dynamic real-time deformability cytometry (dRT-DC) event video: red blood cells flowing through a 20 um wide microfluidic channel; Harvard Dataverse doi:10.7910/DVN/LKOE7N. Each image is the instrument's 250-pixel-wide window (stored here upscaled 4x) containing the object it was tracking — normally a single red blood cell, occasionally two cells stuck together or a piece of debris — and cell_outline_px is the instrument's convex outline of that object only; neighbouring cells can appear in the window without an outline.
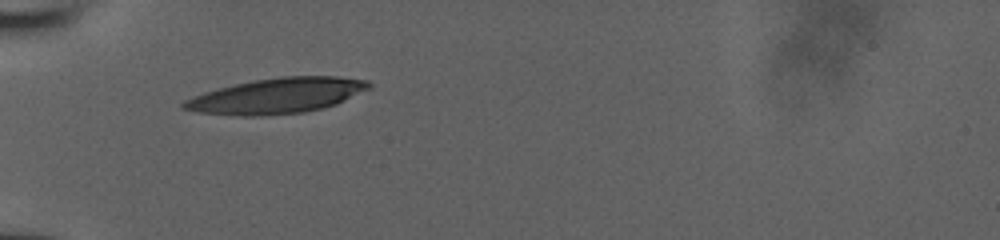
{"species": "human", "species_latin": "Homo sapiens", "temperature_condition": "room temperature", "stored_images_in_passage": 28, "camera_frame_rate_fps": 3000, "um_per_image_px": 0.085, "donor": {"sex": "male"}, "frame": {"image": 1, "passage_image": 1, "time_ms": 0.0, "image_size_px": [1000, 240], "cell_outline_px": [[372, 88], [336, 104], [324, 108], [304, 112], [260, 116], [240, 116], [200, 112], [180, 108], [180, 104], [184, 100], [192, 96], [204, 92], [236, 84], [256, 80], [280, 76], [336, 76], [368, 80], [372, 84]], "centroid_in_image_um": [23.56, 8.14], "position_along_channel_um": 61.4, "area_um2": 38.26}}
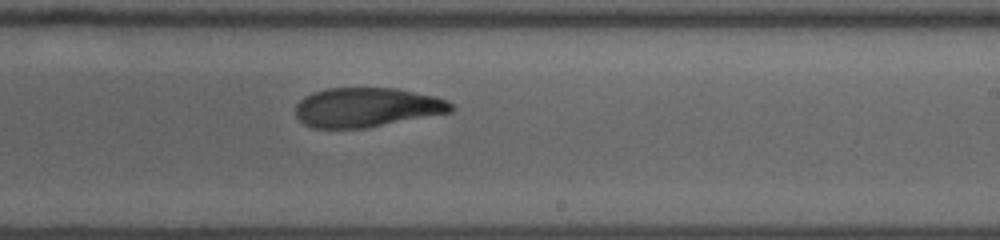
{"frame": {"image": 2, "passage_image": 16, "time_ms": 5.0, "image_size_px": [1000, 240], "cell_outline_px": [[456, 108], [452, 112], [364, 128], [312, 128], [304, 124], [296, 116], [296, 104], [304, 96], [312, 92], [328, 88], [396, 88], [436, 96], [448, 100]], "centroid_in_image_um": [31.19, 9.12], "position_along_channel_um": 257.8, "area_um2": 35.84}}
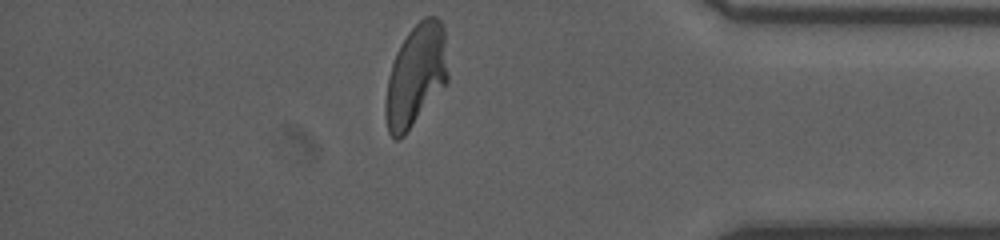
{"frame": {"image": 3, "passage_image": 28, "time_ms": 9.0, "image_size_px": [1000, 240], "cell_outline_px": [[448, 80], [404, 136], [396, 140], [388, 132], [384, 112], [384, 104], [388, 76], [396, 52], [400, 44], [408, 32], [424, 16], [436, 16], [444, 24], [448, 76]], "centroid_in_image_um": [35.33, 6.39], "position_along_channel_um": 399.9, "area_um2": 37.05}}